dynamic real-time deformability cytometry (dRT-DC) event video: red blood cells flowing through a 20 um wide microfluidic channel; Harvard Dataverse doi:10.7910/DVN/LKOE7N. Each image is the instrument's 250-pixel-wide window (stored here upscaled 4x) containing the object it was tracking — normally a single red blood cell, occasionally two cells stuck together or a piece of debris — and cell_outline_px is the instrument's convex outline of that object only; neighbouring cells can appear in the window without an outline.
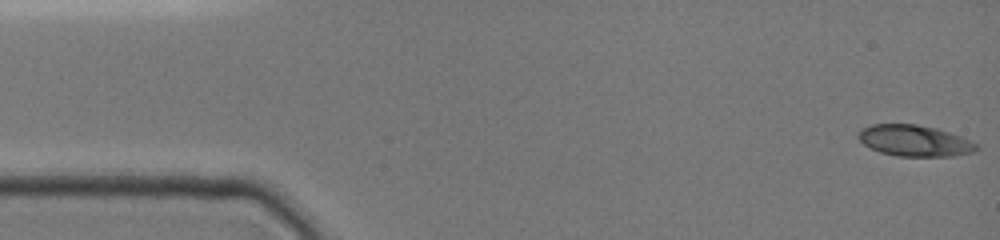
{"species": "common noctule bat (a hibernating species)", "species_latin": "Nyctalus noctula", "temperature_condition": "cold", "stored_images_in_passage": 48, "camera_frame_rate_fps": 3000, "um_per_image_px": 0.085, "animal": {"sex": "female", "body_mass_g": 19.0, "forearm_length_mm": 51.5}, "frame": {"image": 1, "passage_image": 1, "time_ms": 0.0, "image_size_px": [1000, 240], "cell_outline_px": [[980, 148], [976, 152], [956, 156], [896, 156], [880, 152], [864, 144], [856, 136], [864, 128], [872, 124], [916, 124], [936, 128], [960, 136], [976, 144]], "centroid_in_image_um": [77.77, 11.97], "position_along_channel_um": 7.2, "area_um2": 21.39}}
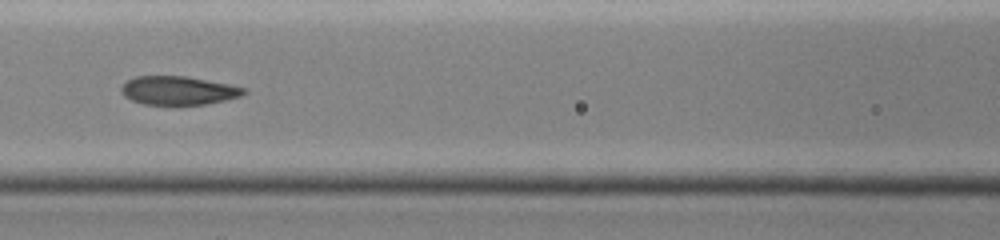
{"frame": {"image": 2, "passage_image": 21, "time_ms": 6.667, "image_size_px": [1000, 240], "cell_outline_px": [[244, 92], [240, 96], [208, 104], [176, 108], [172, 108], [144, 104], [132, 100], [124, 96], [120, 88], [128, 80], [136, 76], [184, 76], [228, 84], [244, 88]], "centroid_in_image_um": [15.11, 7.75], "position_along_channel_um": 151.5, "area_um2": 20.98}}
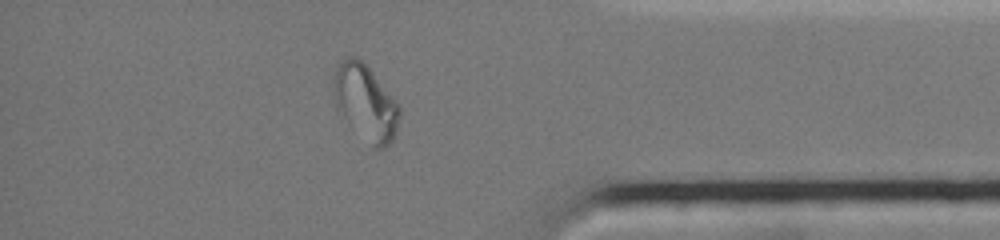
{"frame": {"image": 3, "passage_image": 41, "time_ms": 13.333, "image_size_px": [1000, 240], "cell_outline_px": [[400, 116], [396, 132], [392, 140], [384, 148], [372, 148], [336, 108], [332, 100], [332, 68], [344, 60], [352, 56], [356, 56], [368, 68], [400, 104]], "centroid_in_image_um": [31.03, 8.7], "position_along_channel_um": 404.2, "area_um2": 29.19}}